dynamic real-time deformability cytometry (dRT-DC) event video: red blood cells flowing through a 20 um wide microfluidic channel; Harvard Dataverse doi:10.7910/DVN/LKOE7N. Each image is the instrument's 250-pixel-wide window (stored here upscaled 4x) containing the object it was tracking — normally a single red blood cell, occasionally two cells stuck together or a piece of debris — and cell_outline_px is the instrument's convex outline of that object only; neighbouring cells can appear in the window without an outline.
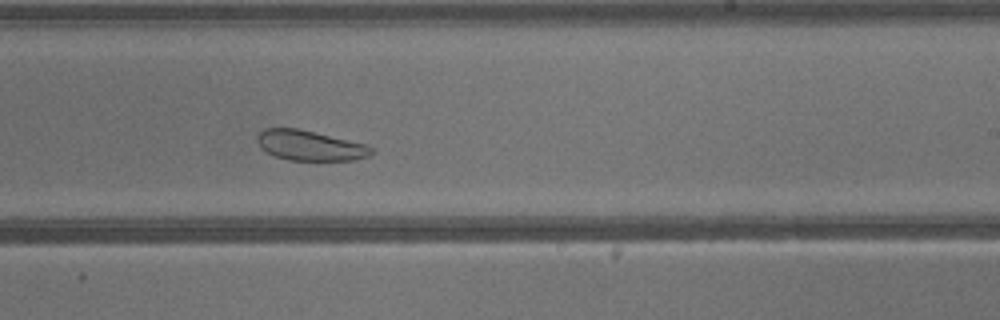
{"species": "common noctule bat (a hibernating species)", "species_latin": "Nyctalus noctula", "temperature_condition": "warm", "stored_images_in_passage": 38, "camera_frame_rate_fps": 3000, "um_per_image_px": 0.085, "animal": {"sex": "male", "body_mass_g": 13.3}, "frame": {"image": 1, "passage_image": 22, "time_ms": 7.0, "image_size_px": [1000, 320], "cell_outline_px": [[376, 152], [368, 156], [352, 160], [288, 160], [276, 156], [260, 148], [256, 140], [256, 136], [264, 128], [300, 128], [368, 144]], "centroid_in_image_um": [26.36, 12.35], "position_along_channel_um": 262.6, "area_um2": 20.29}}